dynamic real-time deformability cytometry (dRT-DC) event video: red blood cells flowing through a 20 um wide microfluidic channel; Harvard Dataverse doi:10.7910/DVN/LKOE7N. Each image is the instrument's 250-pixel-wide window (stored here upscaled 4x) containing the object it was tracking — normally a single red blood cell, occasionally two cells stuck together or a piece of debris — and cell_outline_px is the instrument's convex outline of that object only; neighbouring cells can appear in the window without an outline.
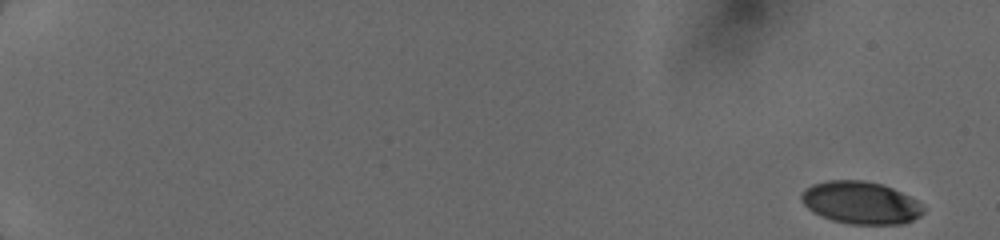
{"species": "human", "species_latin": "Homo sapiens", "temperature_condition": "cold", "stored_images_in_passage": 55, "camera_frame_rate_fps": 3000, "um_per_image_px": 0.085, "donor": {"sex": "female"}, "frame": {"image": 1, "passage_image": 1, "time_ms": 0.0, "image_size_px": [1000, 240], "cell_outline_px": [[928, 208], [920, 216], [904, 224], [848, 224], [832, 220], [820, 216], [812, 212], [800, 200], [800, 196], [804, 188], [812, 184], [828, 180], [864, 180], [884, 184], [916, 200]], "centroid_in_image_um": [73.15, 17.23], "position_along_channel_um": 11.8, "area_um2": 30.58}}
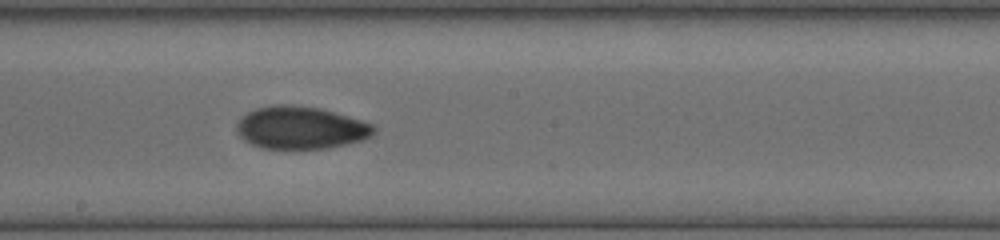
{"frame": {"image": 2, "passage_image": 29, "time_ms": 10.0, "image_size_px": [1000, 240], "cell_outline_px": [[376, 132], [372, 136], [364, 140], [348, 144], [328, 148], [260, 148], [244, 140], [236, 132], [236, 124], [248, 112], [256, 108], [276, 104], [292, 104], [320, 108], [348, 116], [372, 124], [376, 128]], "centroid_in_image_um": [25.58, 10.85], "position_along_channel_um": 222.6, "area_um2": 34.1}}
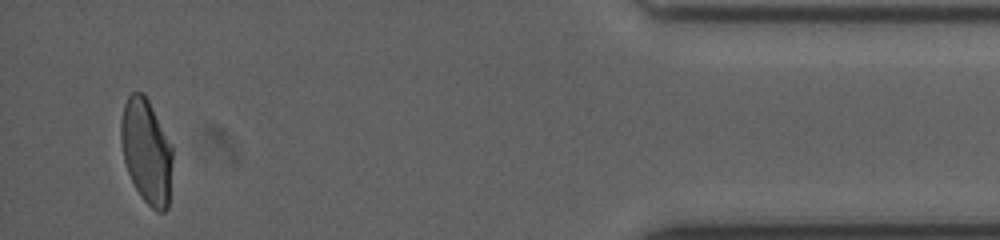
{"frame": {"image": 3, "passage_image": 53, "time_ms": 16.0, "image_size_px": [1000, 240], "cell_outline_px": [[172, 164], [168, 208], [164, 212], [156, 212], [144, 200], [136, 188], [128, 172], [124, 160], [120, 140], [120, 124], [124, 104], [128, 96], [132, 92], [144, 92], [172, 148]], "centroid_in_image_um": [12.43, 12.87], "position_along_channel_um": 422.8, "area_um2": 31.15}}